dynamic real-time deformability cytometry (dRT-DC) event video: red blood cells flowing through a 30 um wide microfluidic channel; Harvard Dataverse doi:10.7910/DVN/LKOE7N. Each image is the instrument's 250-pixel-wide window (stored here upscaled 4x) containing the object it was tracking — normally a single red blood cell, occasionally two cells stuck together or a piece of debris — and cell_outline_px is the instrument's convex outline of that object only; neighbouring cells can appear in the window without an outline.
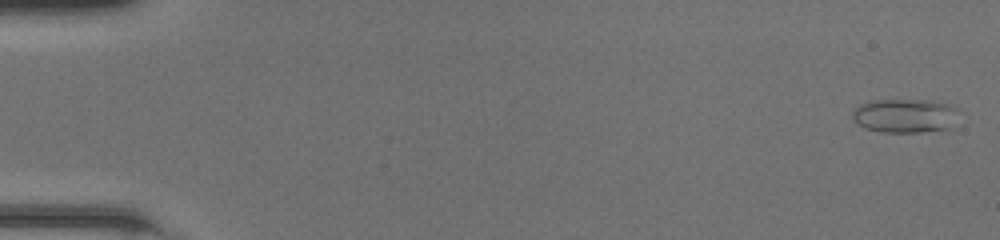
{"species": "common noctule bat (a hibernating species)", "species_latin": "Nyctalus noctula", "temperature_condition": "room temperature", "stored_images_in_passage": 50, "camera_frame_rate_fps": 3000, "um_per_image_px": 0.085, "animal": {"sex": "female", "body_mass_g": 20.0, "forearm_length_mm": 54.0}, "frame": {"image": 1, "passage_image": 2, "time_ms": 0.333, "image_size_px": [1000, 240], "cell_outline_px": [[956, 108], [952, 128], [920, 132], [880, 132], [868, 128], [860, 124], [852, 116], [852, 112], [860, 104], [868, 100], [932, 100], [948, 104]], "centroid_in_image_um": [76.91, 9.82], "position_along_channel_um": 8.1, "area_um2": 20.81}}
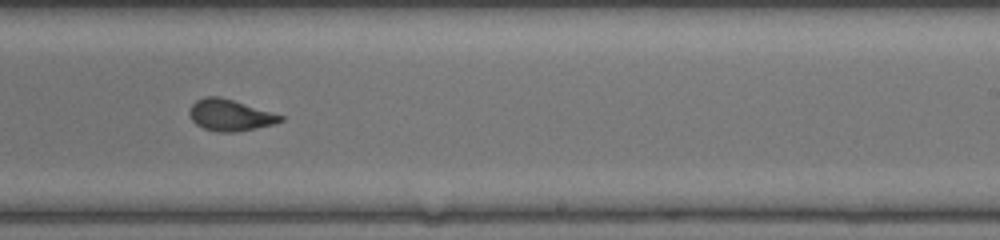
{"frame": {"image": 2, "passage_image": 32, "time_ms": 10.333, "image_size_px": [1000, 240], "cell_outline_px": [[284, 120], [272, 124], [256, 128], [236, 132], [216, 132], [204, 128], [196, 124], [192, 120], [188, 112], [192, 104], [196, 100], [204, 96], [220, 96], [284, 116]], "centroid_in_image_um": [19.52, 9.78], "position_along_channel_um": 269.5, "area_um2": 16.59}}
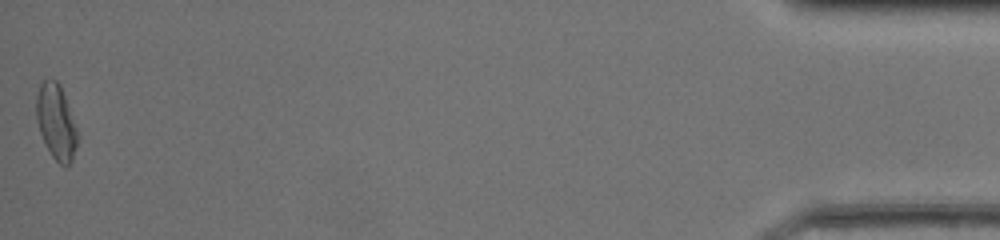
{"frame": {"image": 3, "passage_image": 50, "time_ms": 16.333, "image_size_px": [1000, 240], "cell_outline_px": [[76, 144], [72, 160], [68, 168], [64, 168], [52, 156], [40, 132], [36, 120], [36, 96], [40, 84], [44, 80], [56, 80], [60, 84], [76, 128]], "centroid_in_image_um": [4.75, 10.37], "position_along_channel_um": 430.5, "area_um2": 17.63}, "authors_computed_cell_mechanics": {"area_um2": 17.2822, "velocity_mm_per_s": 4.2588, "shape_relaxation_time_tau1_ms": 10.4818, "shape_relaxation_time_tau2_ms": null, "deformation_change_tau1": 0.3275, "deformation_change_tau2": null}}